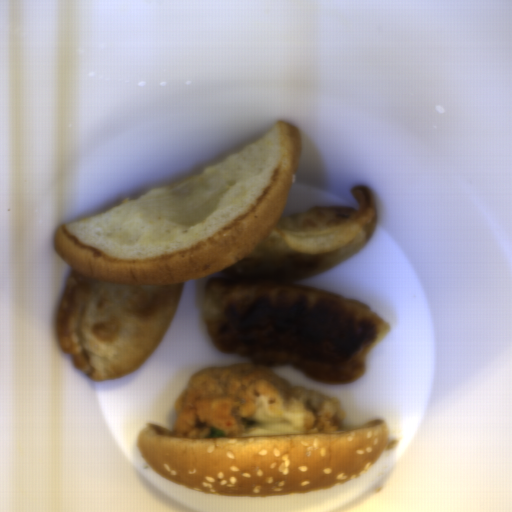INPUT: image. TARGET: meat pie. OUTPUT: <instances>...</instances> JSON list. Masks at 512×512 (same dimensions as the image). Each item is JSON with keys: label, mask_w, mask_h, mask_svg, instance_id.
<instances>
[{"label": "meat pie", "mask_w": 512, "mask_h": 512, "mask_svg": "<svg viewBox=\"0 0 512 512\" xmlns=\"http://www.w3.org/2000/svg\"><path fill=\"white\" fill-rule=\"evenodd\" d=\"M266 396L271 414L283 408L303 413L301 434L335 433L343 427L347 410L338 398L275 376L268 367L236 363L202 368L188 380L176 397L172 410L174 435L181 438H211L212 428L223 430L225 438H247L248 426L258 422L256 400Z\"/></svg>", "instance_id": "b5893723"}]
</instances>
